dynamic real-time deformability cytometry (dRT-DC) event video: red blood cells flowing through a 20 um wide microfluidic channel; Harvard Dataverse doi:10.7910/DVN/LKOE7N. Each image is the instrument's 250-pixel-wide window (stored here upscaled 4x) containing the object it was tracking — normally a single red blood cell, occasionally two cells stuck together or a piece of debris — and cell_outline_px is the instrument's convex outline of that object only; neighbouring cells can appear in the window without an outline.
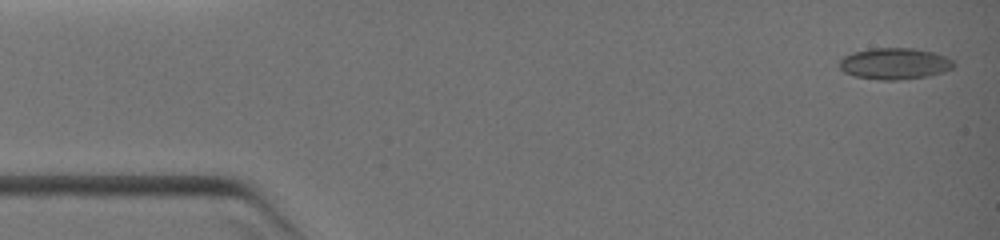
{"species": "common noctule bat (a hibernating species)", "species_latin": "Nyctalus noctula", "temperature_condition": "warm", "stored_images_in_passage": 5, "camera_frame_rate_fps": 3000, "um_per_image_px": 0.085, "animal": {"sex": "female", "body_mass_g": 19.0, "forearm_length_mm": 51.5}, "frame": {"image": 1, "passage_image": 1, "time_ms": 0.0, "image_size_px": [1000, 240], "cell_outline_px": [[956, 64], [952, 68], [944, 72], [928, 76], [896, 80], [880, 80], [856, 76], [844, 72], [840, 68], [840, 60], [844, 56], [852, 52], [868, 48], [912, 48], [936, 52], [952, 60]], "centroid_in_image_um": [76.05, 5.4], "position_along_channel_um": 8.9, "area_um2": 20.98}}
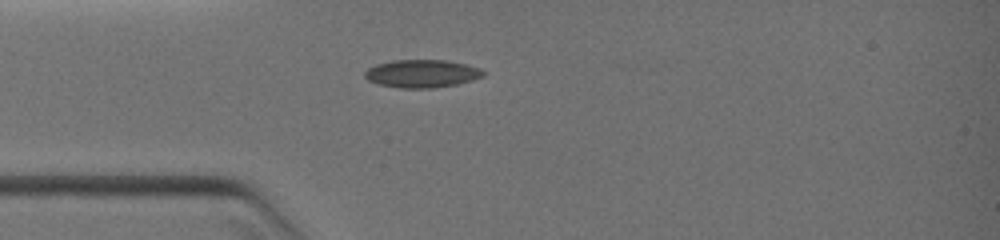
{"frame": {"image": 2, "passage_image": 4, "time_ms": 3.0, "image_size_px": [1000, 240], "cell_outline_px": [[484, 76], [472, 80], [456, 84], [432, 88], [400, 88], [380, 84], [368, 80], [364, 76], [364, 72], [368, 68], [376, 64], [392, 60], [444, 60], [464, 64], [480, 68], [484, 72]], "centroid_in_image_um": [35.84, 6.25], "position_along_channel_um": 49.2, "area_um2": 19.13}}